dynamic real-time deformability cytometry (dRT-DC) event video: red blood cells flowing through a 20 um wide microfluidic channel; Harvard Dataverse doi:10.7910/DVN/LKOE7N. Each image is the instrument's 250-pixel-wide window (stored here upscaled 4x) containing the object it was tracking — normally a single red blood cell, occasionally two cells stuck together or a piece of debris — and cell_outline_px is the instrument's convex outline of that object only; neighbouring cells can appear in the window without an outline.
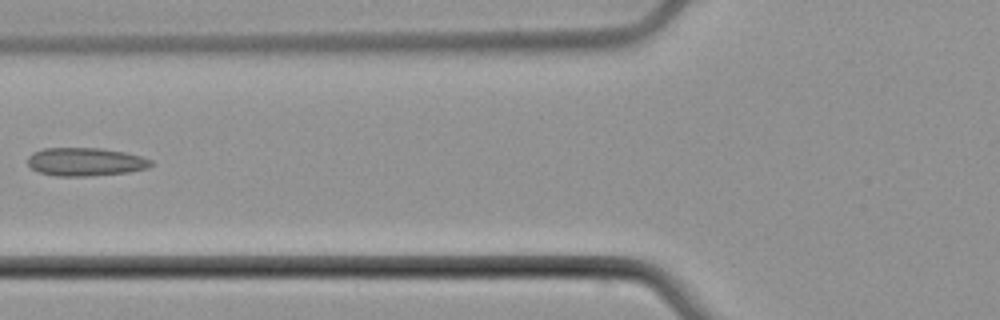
{"species": "common noctule bat (a hibernating species)", "species_latin": "Nyctalus noctula", "temperature_condition": "cold", "stored_images_in_passage": 6, "camera_frame_rate_fps": 3000, "um_per_image_px": 0.085, "animal": {"sex": "male", "body_mass_g": 21.5, "forearm_length_mm": 52.0}, "frame": {"image": 1, "passage_image": 5, "time_ms": 5.333, "image_size_px": [1000, 320], "cell_outline_px": [[152, 164], [148, 168], [128, 172], [88, 176], [56, 176], [40, 172], [32, 168], [28, 164], [28, 156], [32, 152], [44, 148], [100, 148], [124, 152], [140, 156], [152, 160]], "centroid_in_image_um": [7.25, 13.75], "position_along_channel_um": 118.6, "area_um2": 20.23}}
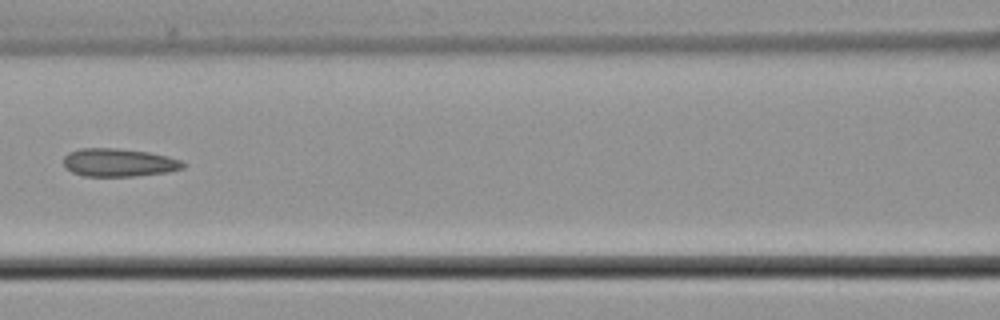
{"frame": {"image": 2, "passage_image": 6, "time_ms": 6.333, "image_size_px": [1000, 320], "cell_outline_px": [[184, 168], [168, 172], [132, 176], [84, 176], [72, 172], [64, 168], [64, 156], [68, 152], [80, 148], [116, 148], [148, 152], [168, 156], [180, 160], [184, 164]], "centroid_in_image_um": [10.06, 13.81], "position_along_channel_um": 156.5, "area_um2": 19.59}}